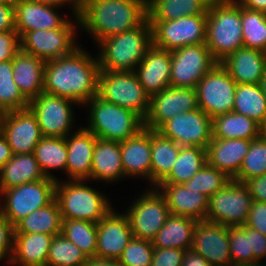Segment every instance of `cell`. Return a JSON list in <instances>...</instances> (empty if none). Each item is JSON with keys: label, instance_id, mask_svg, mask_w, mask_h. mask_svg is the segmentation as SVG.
I'll return each instance as SVG.
<instances>
[{"label": "cell", "instance_id": "1", "mask_svg": "<svg viewBox=\"0 0 266 266\" xmlns=\"http://www.w3.org/2000/svg\"><path fill=\"white\" fill-rule=\"evenodd\" d=\"M99 72L97 56L79 46L71 54L45 63L43 91L84 105L98 94Z\"/></svg>", "mask_w": 266, "mask_h": 266}, {"label": "cell", "instance_id": "2", "mask_svg": "<svg viewBox=\"0 0 266 266\" xmlns=\"http://www.w3.org/2000/svg\"><path fill=\"white\" fill-rule=\"evenodd\" d=\"M77 14L79 29L98 43L143 24L148 19L147 0H87Z\"/></svg>", "mask_w": 266, "mask_h": 266}, {"label": "cell", "instance_id": "3", "mask_svg": "<svg viewBox=\"0 0 266 266\" xmlns=\"http://www.w3.org/2000/svg\"><path fill=\"white\" fill-rule=\"evenodd\" d=\"M100 70L134 72L153 46L152 28L147 19L133 30L109 36L97 43Z\"/></svg>", "mask_w": 266, "mask_h": 266}, {"label": "cell", "instance_id": "4", "mask_svg": "<svg viewBox=\"0 0 266 266\" xmlns=\"http://www.w3.org/2000/svg\"><path fill=\"white\" fill-rule=\"evenodd\" d=\"M241 6L236 1L213 0L207 12L205 44L221 63L243 47Z\"/></svg>", "mask_w": 266, "mask_h": 266}, {"label": "cell", "instance_id": "5", "mask_svg": "<svg viewBox=\"0 0 266 266\" xmlns=\"http://www.w3.org/2000/svg\"><path fill=\"white\" fill-rule=\"evenodd\" d=\"M87 180L56 181L55 200L62 219L98 223L111 209L110 201L103 192L88 186Z\"/></svg>", "mask_w": 266, "mask_h": 266}, {"label": "cell", "instance_id": "6", "mask_svg": "<svg viewBox=\"0 0 266 266\" xmlns=\"http://www.w3.org/2000/svg\"><path fill=\"white\" fill-rule=\"evenodd\" d=\"M89 113L86 130L97 138L122 142L144 129V120L136 113L95 96L86 104Z\"/></svg>", "mask_w": 266, "mask_h": 266}, {"label": "cell", "instance_id": "7", "mask_svg": "<svg viewBox=\"0 0 266 266\" xmlns=\"http://www.w3.org/2000/svg\"><path fill=\"white\" fill-rule=\"evenodd\" d=\"M97 96L106 102L131 110L143 120L150 109V96L134 72L100 70Z\"/></svg>", "mask_w": 266, "mask_h": 266}, {"label": "cell", "instance_id": "8", "mask_svg": "<svg viewBox=\"0 0 266 266\" xmlns=\"http://www.w3.org/2000/svg\"><path fill=\"white\" fill-rule=\"evenodd\" d=\"M55 187L56 181L45 177L3 190L0 193V213L15 226L36 209L52 203L55 200Z\"/></svg>", "mask_w": 266, "mask_h": 266}, {"label": "cell", "instance_id": "9", "mask_svg": "<svg viewBox=\"0 0 266 266\" xmlns=\"http://www.w3.org/2000/svg\"><path fill=\"white\" fill-rule=\"evenodd\" d=\"M72 15L76 20H69L62 28L23 33L20 36V49L45 62L71 54L77 47L82 46L75 41V31L80 27L78 14Z\"/></svg>", "mask_w": 266, "mask_h": 266}, {"label": "cell", "instance_id": "10", "mask_svg": "<svg viewBox=\"0 0 266 266\" xmlns=\"http://www.w3.org/2000/svg\"><path fill=\"white\" fill-rule=\"evenodd\" d=\"M253 201L246 184L232 179L209 198L206 220L227 227L246 225Z\"/></svg>", "mask_w": 266, "mask_h": 266}, {"label": "cell", "instance_id": "11", "mask_svg": "<svg viewBox=\"0 0 266 266\" xmlns=\"http://www.w3.org/2000/svg\"><path fill=\"white\" fill-rule=\"evenodd\" d=\"M236 86L229 72L217 63L195 87L198 108L212 119L232 112Z\"/></svg>", "mask_w": 266, "mask_h": 266}, {"label": "cell", "instance_id": "12", "mask_svg": "<svg viewBox=\"0 0 266 266\" xmlns=\"http://www.w3.org/2000/svg\"><path fill=\"white\" fill-rule=\"evenodd\" d=\"M153 45L174 51L187 45L205 43L207 15L183 16L176 20L149 21Z\"/></svg>", "mask_w": 266, "mask_h": 266}, {"label": "cell", "instance_id": "13", "mask_svg": "<svg viewBox=\"0 0 266 266\" xmlns=\"http://www.w3.org/2000/svg\"><path fill=\"white\" fill-rule=\"evenodd\" d=\"M72 99L41 92L29 101L28 108L36 116L43 137L65 138L70 135L75 123ZM74 118V119H73Z\"/></svg>", "mask_w": 266, "mask_h": 266}, {"label": "cell", "instance_id": "14", "mask_svg": "<svg viewBox=\"0 0 266 266\" xmlns=\"http://www.w3.org/2000/svg\"><path fill=\"white\" fill-rule=\"evenodd\" d=\"M130 207V208H129ZM127 208L133 237L152 241L170 215L165 197L151 187Z\"/></svg>", "mask_w": 266, "mask_h": 266}, {"label": "cell", "instance_id": "15", "mask_svg": "<svg viewBox=\"0 0 266 266\" xmlns=\"http://www.w3.org/2000/svg\"><path fill=\"white\" fill-rule=\"evenodd\" d=\"M216 64L205 43L171 51L170 86L195 88Z\"/></svg>", "mask_w": 266, "mask_h": 266}, {"label": "cell", "instance_id": "16", "mask_svg": "<svg viewBox=\"0 0 266 266\" xmlns=\"http://www.w3.org/2000/svg\"><path fill=\"white\" fill-rule=\"evenodd\" d=\"M157 131L180 146L206 149L212 139V118L197 108L169 119Z\"/></svg>", "mask_w": 266, "mask_h": 266}, {"label": "cell", "instance_id": "17", "mask_svg": "<svg viewBox=\"0 0 266 266\" xmlns=\"http://www.w3.org/2000/svg\"><path fill=\"white\" fill-rule=\"evenodd\" d=\"M197 108L195 88L168 86L150 97V109L144 120V127L158 130L169 119Z\"/></svg>", "mask_w": 266, "mask_h": 266}, {"label": "cell", "instance_id": "18", "mask_svg": "<svg viewBox=\"0 0 266 266\" xmlns=\"http://www.w3.org/2000/svg\"><path fill=\"white\" fill-rule=\"evenodd\" d=\"M0 132L13 154L33 153L43 138L36 116L29 108L2 113Z\"/></svg>", "mask_w": 266, "mask_h": 266}, {"label": "cell", "instance_id": "19", "mask_svg": "<svg viewBox=\"0 0 266 266\" xmlns=\"http://www.w3.org/2000/svg\"><path fill=\"white\" fill-rule=\"evenodd\" d=\"M191 249L211 266H233L229 245V227L208 220L196 222Z\"/></svg>", "mask_w": 266, "mask_h": 266}, {"label": "cell", "instance_id": "20", "mask_svg": "<svg viewBox=\"0 0 266 266\" xmlns=\"http://www.w3.org/2000/svg\"><path fill=\"white\" fill-rule=\"evenodd\" d=\"M112 208L97 223L96 257L118 260L133 238L129 217Z\"/></svg>", "mask_w": 266, "mask_h": 266}, {"label": "cell", "instance_id": "21", "mask_svg": "<svg viewBox=\"0 0 266 266\" xmlns=\"http://www.w3.org/2000/svg\"><path fill=\"white\" fill-rule=\"evenodd\" d=\"M14 6L15 30L19 36L27 31L62 28L70 20L69 18L61 17L56 11V8H62V6H52L32 0H18Z\"/></svg>", "mask_w": 266, "mask_h": 266}, {"label": "cell", "instance_id": "22", "mask_svg": "<svg viewBox=\"0 0 266 266\" xmlns=\"http://www.w3.org/2000/svg\"><path fill=\"white\" fill-rule=\"evenodd\" d=\"M134 73L150 97L163 91L170 86L171 51L153 45L135 68Z\"/></svg>", "mask_w": 266, "mask_h": 266}, {"label": "cell", "instance_id": "23", "mask_svg": "<svg viewBox=\"0 0 266 266\" xmlns=\"http://www.w3.org/2000/svg\"><path fill=\"white\" fill-rule=\"evenodd\" d=\"M65 137L66 174L69 180H91L92 157L97 137L81 127Z\"/></svg>", "mask_w": 266, "mask_h": 266}, {"label": "cell", "instance_id": "24", "mask_svg": "<svg viewBox=\"0 0 266 266\" xmlns=\"http://www.w3.org/2000/svg\"><path fill=\"white\" fill-rule=\"evenodd\" d=\"M155 188L165 197L170 214L206 220L209 199L203 193L174 183H159Z\"/></svg>", "mask_w": 266, "mask_h": 266}, {"label": "cell", "instance_id": "25", "mask_svg": "<svg viewBox=\"0 0 266 266\" xmlns=\"http://www.w3.org/2000/svg\"><path fill=\"white\" fill-rule=\"evenodd\" d=\"M124 178L143 177L151 185V130L144 128L121 142Z\"/></svg>", "mask_w": 266, "mask_h": 266}, {"label": "cell", "instance_id": "26", "mask_svg": "<svg viewBox=\"0 0 266 266\" xmlns=\"http://www.w3.org/2000/svg\"><path fill=\"white\" fill-rule=\"evenodd\" d=\"M252 140L212 138L206 148L207 164L233 179L240 171Z\"/></svg>", "mask_w": 266, "mask_h": 266}, {"label": "cell", "instance_id": "27", "mask_svg": "<svg viewBox=\"0 0 266 266\" xmlns=\"http://www.w3.org/2000/svg\"><path fill=\"white\" fill-rule=\"evenodd\" d=\"M221 65L237 84H259L266 71V52L241 47Z\"/></svg>", "mask_w": 266, "mask_h": 266}, {"label": "cell", "instance_id": "28", "mask_svg": "<svg viewBox=\"0 0 266 266\" xmlns=\"http://www.w3.org/2000/svg\"><path fill=\"white\" fill-rule=\"evenodd\" d=\"M45 61L33 54L19 50L12 59L13 79L22 95L28 100L43 92Z\"/></svg>", "mask_w": 266, "mask_h": 266}, {"label": "cell", "instance_id": "29", "mask_svg": "<svg viewBox=\"0 0 266 266\" xmlns=\"http://www.w3.org/2000/svg\"><path fill=\"white\" fill-rule=\"evenodd\" d=\"M54 236L45 233H14L10 264L46 266L48 252Z\"/></svg>", "mask_w": 266, "mask_h": 266}, {"label": "cell", "instance_id": "30", "mask_svg": "<svg viewBox=\"0 0 266 266\" xmlns=\"http://www.w3.org/2000/svg\"><path fill=\"white\" fill-rule=\"evenodd\" d=\"M124 178L121 161V142L97 138L94 146L91 180L115 182Z\"/></svg>", "mask_w": 266, "mask_h": 266}, {"label": "cell", "instance_id": "31", "mask_svg": "<svg viewBox=\"0 0 266 266\" xmlns=\"http://www.w3.org/2000/svg\"><path fill=\"white\" fill-rule=\"evenodd\" d=\"M44 178L33 153L13 154L0 169V193L8 188Z\"/></svg>", "mask_w": 266, "mask_h": 266}, {"label": "cell", "instance_id": "32", "mask_svg": "<svg viewBox=\"0 0 266 266\" xmlns=\"http://www.w3.org/2000/svg\"><path fill=\"white\" fill-rule=\"evenodd\" d=\"M197 220L170 214L166 223L152 240L154 248L188 250L192 246L193 231Z\"/></svg>", "mask_w": 266, "mask_h": 266}, {"label": "cell", "instance_id": "33", "mask_svg": "<svg viewBox=\"0 0 266 266\" xmlns=\"http://www.w3.org/2000/svg\"><path fill=\"white\" fill-rule=\"evenodd\" d=\"M213 0H147L149 21L176 20L183 16L207 15Z\"/></svg>", "mask_w": 266, "mask_h": 266}, {"label": "cell", "instance_id": "34", "mask_svg": "<svg viewBox=\"0 0 266 266\" xmlns=\"http://www.w3.org/2000/svg\"><path fill=\"white\" fill-rule=\"evenodd\" d=\"M180 145L151 130V186L156 187L171 171L180 153ZM153 184V185H152Z\"/></svg>", "mask_w": 266, "mask_h": 266}, {"label": "cell", "instance_id": "35", "mask_svg": "<svg viewBox=\"0 0 266 266\" xmlns=\"http://www.w3.org/2000/svg\"><path fill=\"white\" fill-rule=\"evenodd\" d=\"M260 137V124L234 111L212 119V138L254 140Z\"/></svg>", "mask_w": 266, "mask_h": 266}, {"label": "cell", "instance_id": "36", "mask_svg": "<svg viewBox=\"0 0 266 266\" xmlns=\"http://www.w3.org/2000/svg\"><path fill=\"white\" fill-rule=\"evenodd\" d=\"M62 232V217L56 200L36 209L14 226V233H45L59 235Z\"/></svg>", "mask_w": 266, "mask_h": 266}, {"label": "cell", "instance_id": "37", "mask_svg": "<svg viewBox=\"0 0 266 266\" xmlns=\"http://www.w3.org/2000/svg\"><path fill=\"white\" fill-rule=\"evenodd\" d=\"M40 170L46 178L58 181L50 171L63 170L66 173L67 146L65 138L43 137L33 152Z\"/></svg>", "mask_w": 266, "mask_h": 266}, {"label": "cell", "instance_id": "38", "mask_svg": "<svg viewBox=\"0 0 266 266\" xmlns=\"http://www.w3.org/2000/svg\"><path fill=\"white\" fill-rule=\"evenodd\" d=\"M206 163V149L197 146H181L171 171L160 183L184 184Z\"/></svg>", "mask_w": 266, "mask_h": 266}, {"label": "cell", "instance_id": "39", "mask_svg": "<svg viewBox=\"0 0 266 266\" xmlns=\"http://www.w3.org/2000/svg\"><path fill=\"white\" fill-rule=\"evenodd\" d=\"M233 111L261 124L266 117V98L259 84H237Z\"/></svg>", "mask_w": 266, "mask_h": 266}, {"label": "cell", "instance_id": "40", "mask_svg": "<svg viewBox=\"0 0 266 266\" xmlns=\"http://www.w3.org/2000/svg\"><path fill=\"white\" fill-rule=\"evenodd\" d=\"M87 257L95 256L97 243V224L91 221L62 219V232Z\"/></svg>", "mask_w": 266, "mask_h": 266}, {"label": "cell", "instance_id": "41", "mask_svg": "<svg viewBox=\"0 0 266 266\" xmlns=\"http://www.w3.org/2000/svg\"><path fill=\"white\" fill-rule=\"evenodd\" d=\"M12 60L0 62V112L28 108L29 101L22 95L13 79Z\"/></svg>", "mask_w": 266, "mask_h": 266}, {"label": "cell", "instance_id": "42", "mask_svg": "<svg viewBox=\"0 0 266 266\" xmlns=\"http://www.w3.org/2000/svg\"><path fill=\"white\" fill-rule=\"evenodd\" d=\"M243 47L266 52V13L241 6Z\"/></svg>", "mask_w": 266, "mask_h": 266}, {"label": "cell", "instance_id": "43", "mask_svg": "<svg viewBox=\"0 0 266 266\" xmlns=\"http://www.w3.org/2000/svg\"><path fill=\"white\" fill-rule=\"evenodd\" d=\"M87 259V255L61 233L52 239L46 266H85Z\"/></svg>", "mask_w": 266, "mask_h": 266}, {"label": "cell", "instance_id": "44", "mask_svg": "<svg viewBox=\"0 0 266 266\" xmlns=\"http://www.w3.org/2000/svg\"><path fill=\"white\" fill-rule=\"evenodd\" d=\"M264 174H266V141L259 137L251 141L240 171L233 180L245 183Z\"/></svg>", "mask_w": 266, "mask_h": 266}, {"label": "cell", "instance_id": "45", "mask_svg": "<svg viewBox=\"0 0 266 266\" xmlns=\"http://www.w3.org/2000/svg\"><path fill=\"white\" fill-rule=\"evenodd\" d=\"M229 245L233 266L258 263L252 250V229L248 226H230Z\"/></svg>", "mask_w": 266, "mask_h": 266}, {"label": "cell", "instance_id": "46", "mask_svg": "<svg viewBox=\"0 0 266 266\" xmlns=\"http://www.w3.org/2000/svg\"><path fill=\"white\" fill-rule=\"evenodd\" d=\"M231 180L232 179L225 172L206 163L183 185L188 189H195L196 191L203 193L209 199Z\"/></svg>", "mask_w": 266, "mask_h": 266}, {"label": "cell", "instance_id": "47", "mask_svg": "<svg viewBox=\"0 0 266 266\" xmlns=\"http://www.w3.org/2000/svg\"><path fill=\"white\" fill-rule=\"evenodd\" d=\"M154 246L152 241L133 237L118 258L122 266H151Z\"/></svg>", "mask_w": 266, "mask_h": 266}, {"label": "cell", "instance_id": "48", "mask_svg": "<svg viewBox=\"0 0 266 266\" xmlns=\"http://www.w3.org/2000/svg\"><path fill=\"white\" fill-rule=\"evenodd\" d=\"M185 250L154 248L151 266H181Z\"/></svg>", "mask_w": 266, "mask_h": 266}, {"label": "cell", "instance_id": "49", "mask_svg": "<svg viewBox=\"0 0 266 266\" xmlns=\"http://www.w3.org/2000/svg\"><path fill=\"white\" fill-rule=\"evenodd\" d=\"M20 50V36L17 31L0 32V62L12 60Z\"/></svg>", "mask_w": 266, "mask_h": 266}, {"label": "cell", "instance_id": "50", "mask_svg": "<svg viewBox=\"0 0 266 266\" xmlns=\"http://www.w3.org/2000/svg\"><path fill=\"white\" fill-rule=\"evenodd\" d=\"M246 226L259 231L266 236V203L260 201H253Z\"/></svg>", "mask_w": 266, "mask_h": 266}, {"label": "cell", "instance_id": "51", "mask_svg": "<svg viewBox=\"0 0 266 266\" xmlns=\"http://www.w3.org/2000/svg\"><path fill=\"white\" fill-rule=\"evenodd\" d=\"M15 6L0 2V32L16 31Z\"/></svg>", "mask_w": 266, "mask_h": 266}, {"label": "cell", "instance_id": "52", "mask_svg": "<svg viewBox=\"0 0 266 266\" xmlns=\"http://www.w3.org/2000/svg\"><path fill=\"white\" fill-rule=\"evenodd\" d=\"M254 201L266 203V174L245 182Z\"/></svg>", "mask_w": 266, "mask_h": 266}, {"label": "cell", "instance_id": "53", "mask_svg": "<svg viewBox=\"0 0 266 266\" xmlns=\"http://www.w3.org/2000/svg\"><path fill=\"white\" fill-rule=\"evenodd\" d=\"M252 243L255 260L260 264L266 265V236L252 229ZM262 258L264 262L261 260Z\"/></svg>", "mask_w": 266, "mask_h": 266}, {"label": "cell", "instance_id": "54", "mask_svg": "<svg viewBox=\"0 0 266 266\" xmlns=\"http://www.w3.org/2000/svg\"><path fill=\"white\" fill-rule=\"evenodd\" d=\"M14 242V226L0 213V243Z\"/></svg>", "mask_w": 266, "mask_h": 266}, {"label": "cell", "instance_id": "55", "mask_svg": "<svg viewBox=\"0 0 266 266\" xmlns=\"http://www.w3.org/2000/svg\"><path fill=\"white\" fill-rule=\"evenodd\" d=\"M181 266H211L210 263L199 253L192 249L185 251Z\"/></svg>", "mask_w": 266, "mask_h": 266}, {"label": "cell", "instance_id": "56", "mask_svg": "<svg viewBox=\"0 0 266 266\" xmlns=\"http://www.w3.org/2000/svg\"><path fill=\"white\" fill-rule=\"evenodd\" d=\"M243 8L266 13V0H235Z\"/></svg>", "mask_w": 266, "mask_h": 266}, {"label": "cell", "instance_id": "57", "mask_svg": "<svg viewBox=\"0 0 266 266\" xmlns=\"http://www.w3.org/2000/svg\"><path fill=\"white\" fill-rule=\"evenodd\" d=\"M12 156L13 153L11 147L9 146L6 138L0 132V169L12 158Z\"/></svg>", "mask_w": 266, "mask_h": 266}, {"label": "cell", "instance_id": "58", "mask_svg": "<svg viewBox=\"0 0 266 266\" xmlns=\"http://www.w3.org/2000/svg\"><path fill=\"white\" fill-rule=\"evenodd\" d=\"M85 266H122L118 260L100 258L96 256L88 257Z\"/></svg>", "mask_w": 266, "mask_h": 266}, {"label": "cell", "instance_id": "59", "mask_svg": "<svg viewBox=\"0 0 266 266\" xmlns=\"http://www.w3.org/2000/svg\"><path fill=\"white\" fill-rule=\"evenodd\" d=\"M13 253V243H0V262L6 259V263L9 265Z\"/></svg>", "mask_w": 266, "mask_h": 266}, {"label": "cell", "instance_id": "60", "mask_svg": "<svg viewBox=\"0 0 266 266\" xmlns=\"http://www.w3.org/2000/svg\"><path fill=\"white\" fill-rule=\"evenodd\" d=\"M62 1L65 4L72 6L70 8L72 12L76 14L85 6L87 2V0H62Z\"/></svg>", "mask_w": 266, "mask_h": 266}, {"label": "cell", "instance_id": "61", "mask_svg": "<svg viewBox=\"0 0 266 266\" xmlns=\"http://www.w3.org/2000/svg\"><path fill=\"white\" fill-rule=\"evenodd\" d=\"M42 4L52 5V6H65L66 4L62 0H32Z\"/></svg>", "mask_w": 266, "mask_h": 266}, {"label": "cell", "instance_id": "62", "mask_svg": "<svg viewBox=\"0 0 266 266\" xmlns=\"http://www.w3.org/2000/svg\"><path fill=\"white\" fill-rule=\"evenodd\" d=\"M259 87L266 98V71L263 77L261 78V81L259 82Z\"/></svg>", "mask_w": 266, "mask_h": 266}, {"label": "cell", "instance_id": "63", "mask_svg": "<svg viewBox=\"0 0 266 266\" xmlns=\"http://www.w3.org/2000/svg\"><path fill=\"white\" fill-rule=\"evenodd\" d=\"M260 137L266 141V117L260 124Z\"/></svg>", "mask_w": 266, "mask_h": 266}, {"label": "cell", "instance_id": "64", "mask_svg": "<svg viewBox=\"0 0 266 266\" xmlns=\"http://www.w3.org/2000/svg\"><path fill=\"white\" fill-rule=\"evenodd\" d=\"M18 0H0V2H6V3H10V4H15Z\"/></svg>", "mask_w": 266, "mask_h": 266}]
</instances>
